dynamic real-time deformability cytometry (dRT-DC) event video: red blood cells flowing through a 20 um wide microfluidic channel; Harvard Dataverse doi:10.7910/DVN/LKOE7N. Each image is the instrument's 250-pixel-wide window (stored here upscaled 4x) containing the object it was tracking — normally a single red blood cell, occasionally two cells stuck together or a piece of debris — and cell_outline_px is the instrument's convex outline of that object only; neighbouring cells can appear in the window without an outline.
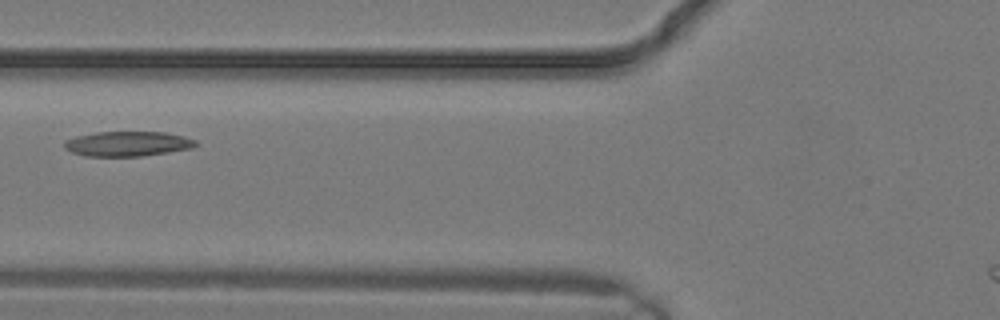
{"species": "common noctule bat (a hibernating species)", "species_latin": "Nyctalus noctula", "temperature_condition": "warm", "stored_images_in_passage": 11, "camera_frame_rate_fps": 3000, "um_per_image_px": 0.085, "animal": {"sex": "male", "body_mass_g": 19.2, "forearm_length_mm": 51.8}, "frame": {"image": 1, "passage_image": 10, "time_ms": 3.0, "image_size_px": [1000, 320], "cell_outline_px": [[200, 144], [192, 148], [168, 152], [140, 156], [84, 156], [72, 152], [64, 148], [64, 140], [76, 136], [96, 132], [164, 132], [184, 136], [196, 140]], "centroid_in_image_um": [10.85, 12.22], "position_along_channel_um": 114.9, "area_um2": 19.13}}